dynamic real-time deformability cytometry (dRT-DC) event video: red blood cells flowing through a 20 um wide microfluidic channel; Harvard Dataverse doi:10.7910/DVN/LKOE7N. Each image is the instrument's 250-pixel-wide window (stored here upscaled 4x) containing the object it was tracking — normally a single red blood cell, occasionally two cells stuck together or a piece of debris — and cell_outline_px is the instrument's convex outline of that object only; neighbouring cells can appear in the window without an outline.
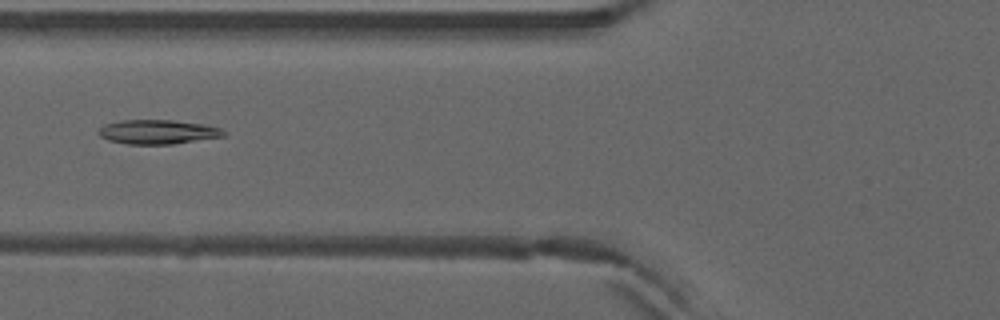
{"species": "common noctule bat (a hibernating species)", "species_latin": "Nyctalus noctula", "temperature_condition": "warm", "stored_images_in_passage": 4, "camera_frame_rate_fps": 3000, "um_per_image_px": 0.085, "animal": {"sex": "male", "forearm_length_mm": 52.5}, "frame": {"image": 1, "passage_image": 4, "time_ms": 1.0, "image_size_px": [1000, 320], "cell_outline_px": [[228, 132], [224, 136], [172, 144], [128, 144], [108, 140], [100, 136], [96, 132], [104, 124], [120, 120], [172, 120], [204, 124], [220, 128]], "centroid_in_image_um": [13.4, 11.21], "position_along_channel_um": 112.4, "area_um2": 17.74}}